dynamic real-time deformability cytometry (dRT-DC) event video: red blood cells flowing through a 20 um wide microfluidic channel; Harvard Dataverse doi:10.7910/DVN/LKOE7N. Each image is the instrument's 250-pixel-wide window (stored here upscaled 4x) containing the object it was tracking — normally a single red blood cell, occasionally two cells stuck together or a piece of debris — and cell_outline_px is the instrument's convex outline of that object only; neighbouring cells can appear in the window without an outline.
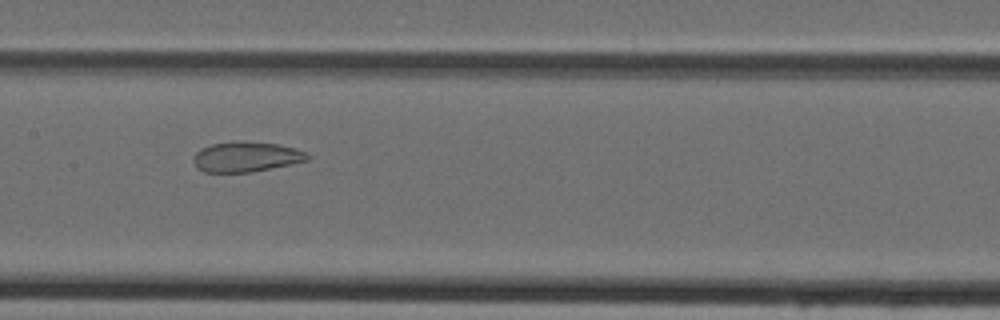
{"species": "Egyptian fruit bat (a non-hibernating species)", "species_latin": "Rousettus aegyptiacus", "temperature_condition": "cold", "stored_images_in_passage": 37, "camera_frame_rate_fps": 3000, "um_per_image_px": 0.085, "animal": {"sex": "female"}, "frame": {"image": 1, "passage_image": 14, "time_ms": 4.333, "image_size_px": [1000, 320], "cell_outline_px": [[308, 160], [292, 164], [252, 172], [204, 172], [196, 168], [192, 160], [192, 156], [200, 148], [212, 144], [232, 140], [236, 140], [276, 144], [308, 152]], "centroid_in_image_um": [20.86, 13.32], "position_along_channel_um": 186.5, "area_um2": 20.23}}
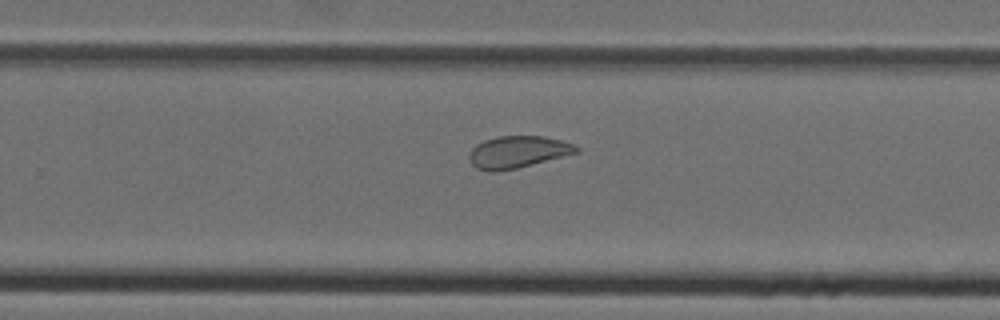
{"frame": {"image": 2, "passage_image": 21, "time_ms": 6.667, "image_size_px": [1000, 320], "cell_outline_px": [[580, 152], [516, 168], [492, 172], [488, 172], [476, 168], [468, 160], [468, 156], [472, 148], [476, 144], [484, 140], [496, 136], [544, 136], [560, 140], [572, 144], [580, 148]], "centroid_in_image_um": [43.97, 12.91], "position_along_channel_um": 285.8, "area_um2": 20.0}}
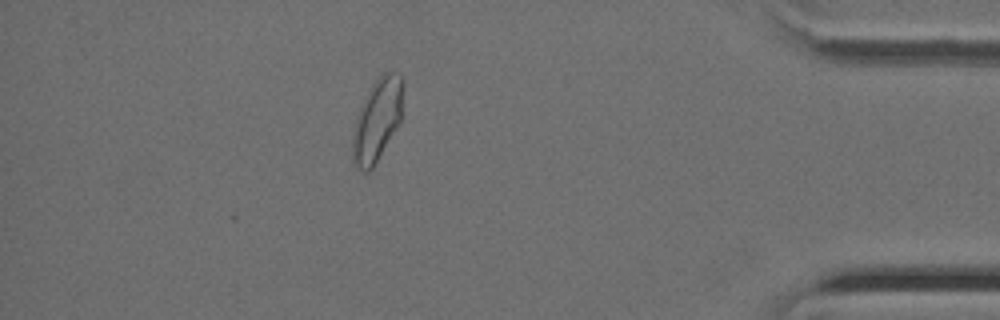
{"frame": {"image": 3, "passage_image": 32, "time_ms": 10.333, "image_size_px": [1000, 320], "cell_outline_px": [[404, 116], [372, 168], [368, 172], [364, 172], [356, 168], [352, 160], [352, 132], [356, 116], [372, 84], [380, 76], [388, 72], [392, 72], [400, 76]], "centroid_in_image_um": [32.04, 10.26], "position_along_channel_um": 403.2, "area_um2": 24.1}}